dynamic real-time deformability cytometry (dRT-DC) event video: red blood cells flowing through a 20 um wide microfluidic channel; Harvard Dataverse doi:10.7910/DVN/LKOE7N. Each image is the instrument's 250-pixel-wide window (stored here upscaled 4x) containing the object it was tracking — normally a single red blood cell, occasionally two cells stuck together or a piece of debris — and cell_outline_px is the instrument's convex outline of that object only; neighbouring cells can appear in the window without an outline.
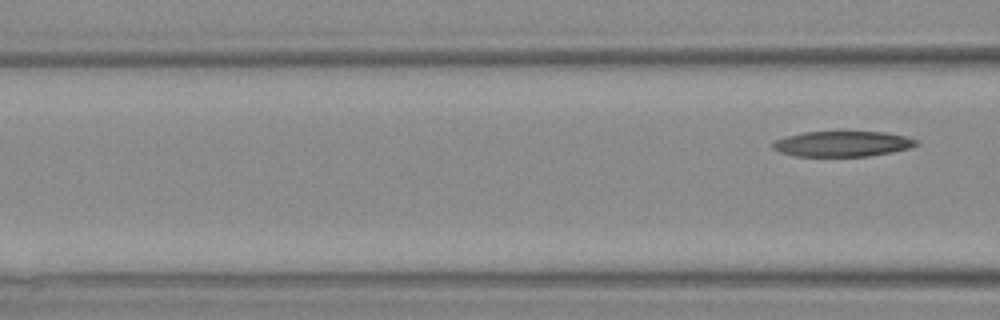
{"species": "Egyptian fruit bat (a non-hibernating species)", "species_latin": "Rousettus aegyptiacus", "temperature_condition": "warm", "stored_images_in_passage": 5, "segment_of_instrument_passage": [2, 2], "camera_frame_rate_fps": 3000, "um_per_image_px": 0.085, "animal": {"sex": "female"}, "frame": {"image": 1, "passage_image": 5, "time_ms": 5.667, "image_size_px": [1000, 320], "cell_outline_px": [[920, 144], [908, 148], [892, 152], [868, 156], [796, 156], [780, 152], [772, 148], [772, 144], [776, 140], [788, 136], [804, 132], [840, 128], [844, 128], [884, 132], [904, 136], [920, 140]], "centroid_in_image_um": [71.64, 12.17], "position_along_channel_um": 95.0, "area_um2": 22.37}}